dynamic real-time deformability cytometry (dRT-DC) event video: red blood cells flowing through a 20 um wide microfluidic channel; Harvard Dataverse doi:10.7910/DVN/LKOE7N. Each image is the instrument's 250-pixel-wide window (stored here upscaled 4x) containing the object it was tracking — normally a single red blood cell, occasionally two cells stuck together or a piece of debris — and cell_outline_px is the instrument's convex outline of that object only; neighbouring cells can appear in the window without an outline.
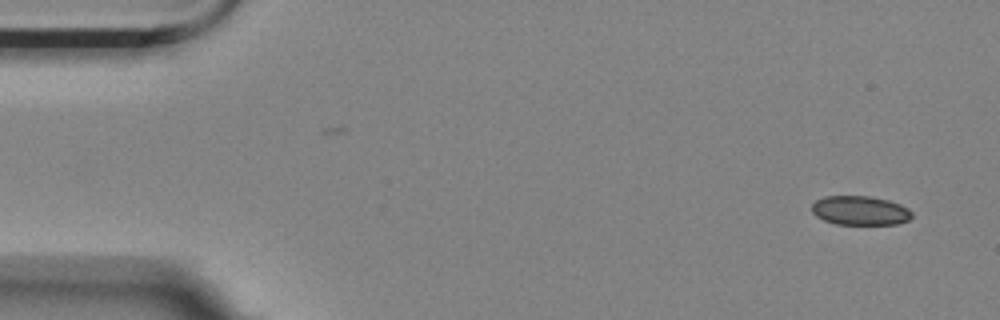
{"species": "Egyptian fruit bat (a non-hibernating species)", "species_latin": "Rousettus aegyptiacus", "temperature_condition": "room temperature", "stored_images_in_passage": 4, "camera_frame_rate_fps": 3000, "um_per_image_px": 0.085, "animal": {"sex": "female"}, "frame": {"image": 1, "passage_image": 1, "time_ms": 0.0, "image_size_px": [1000, 320], "cell_outline_px": [[912, 216], [908, 220], [896, 224], [836, 224], [824, 220], [816, 216], [812, 212], [812, 204], [816, 200], [824, 196], [868, 196], [888, 200], [900, 204], [908, 208], [912, 212]], "centroid_in_image_um": [73.1, 17.89], "position_along_channel_um": 11.9, "area_um2": 16.99}}
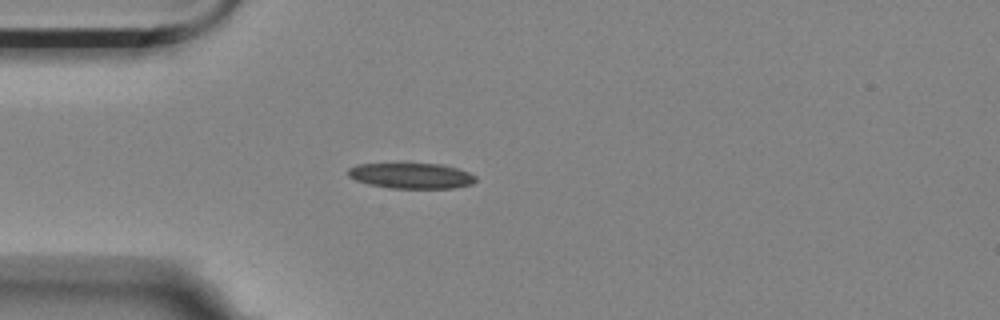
{"frame": {"image": 2, "passage_image": 4, "time_ms": 1.0, "image_size_px": [1000, 320], "cell_outline_px": [[476, 180], [472, 184], [452, 188], [388, 188], [368, 184], [356, 180], [348, 176], [348, 168], [356, 164], [400, 160], [444, 164], [468, 172], [476, 176]], "centroid_in_image_um": [34.89, 14.87], "position_along_channel_um": 50.1, "area_um2": 20.23}}